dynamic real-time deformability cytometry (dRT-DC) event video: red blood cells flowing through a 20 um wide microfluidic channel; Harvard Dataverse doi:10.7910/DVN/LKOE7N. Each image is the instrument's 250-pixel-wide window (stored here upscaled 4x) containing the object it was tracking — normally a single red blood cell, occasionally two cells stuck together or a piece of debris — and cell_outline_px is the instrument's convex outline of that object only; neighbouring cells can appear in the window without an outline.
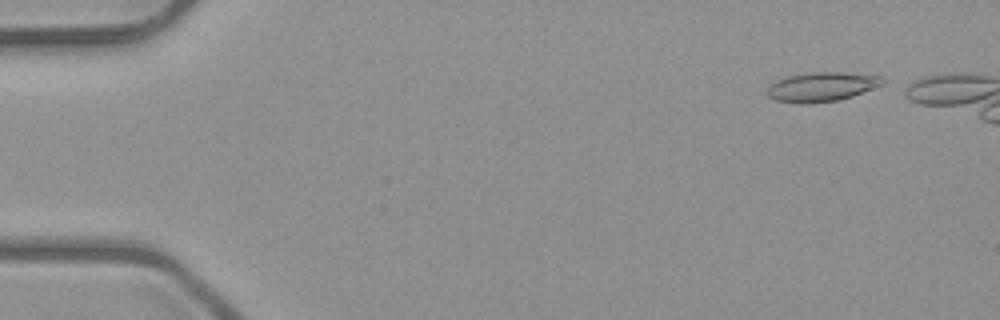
{"species": "common noctule bat (a hibernating species)", "species_latin": "Nyctalus noctula", "temperature_condition": "room temperature", "stored_images_in_passage": 11, "camera_frame_rate_fps": 3000, "um_per_image_px": 0.085, "animal": {"sex": "male", "body_mass_g": 23.1, "forearm_length_mm": 52.7}, "frame": {"image": 1, "passage_image": 2, "time_ms": 0.333, "image_size_px": [1000, 320], "cell_outline_px": [[884, 84], [852, 96], [836, 100], [808, 104], [800, 104], [776, 100], [768, 96], [768, 88], [776, 80], [788, 76], [812, 72], [840, 72], [880, 76], [884, 80]], "centroid_in_image_um": [69.84, 7.38], "position_along_channel_um": 15.2, "area_um2": 19.48}}